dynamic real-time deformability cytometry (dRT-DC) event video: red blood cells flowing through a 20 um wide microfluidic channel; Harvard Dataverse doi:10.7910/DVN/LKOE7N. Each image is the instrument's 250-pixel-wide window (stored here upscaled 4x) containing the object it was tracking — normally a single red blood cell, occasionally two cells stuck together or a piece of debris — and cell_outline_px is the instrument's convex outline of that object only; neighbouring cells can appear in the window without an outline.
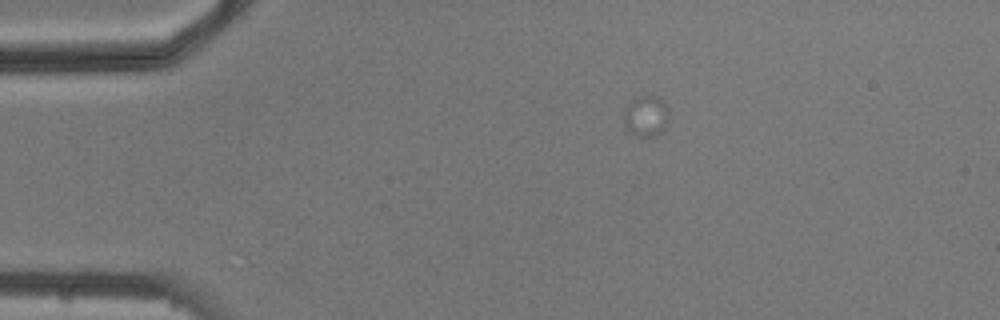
{"species": "common noctule bat (a hibernating species)", "species_latin": "Nyctalus noctula", "temperature_condition": "cold", "stored_images_in_passage": 1, "camera_frame_rate_fps": 3000, "um_per_image_px": 0.085, "animal": {"sex": "male", "body_mass_g": 20.5, "forearm_length_mm": 52.5}, "frame": {"image": 1, "passage_image": 1, "time_ms": 0.0, "image_size_px": [1000, 320], "cell_outline_px": [[664, 128], [656, 136], [636, 136], [628, 132], [624, 124], [624, 108], [632, 100], [644, 96], [660, 96], [664, 104]], "centroid_in_image_um": [54.81, 9.88], "position_along_channel_um": 30.2, "area_um2": 10.23}}